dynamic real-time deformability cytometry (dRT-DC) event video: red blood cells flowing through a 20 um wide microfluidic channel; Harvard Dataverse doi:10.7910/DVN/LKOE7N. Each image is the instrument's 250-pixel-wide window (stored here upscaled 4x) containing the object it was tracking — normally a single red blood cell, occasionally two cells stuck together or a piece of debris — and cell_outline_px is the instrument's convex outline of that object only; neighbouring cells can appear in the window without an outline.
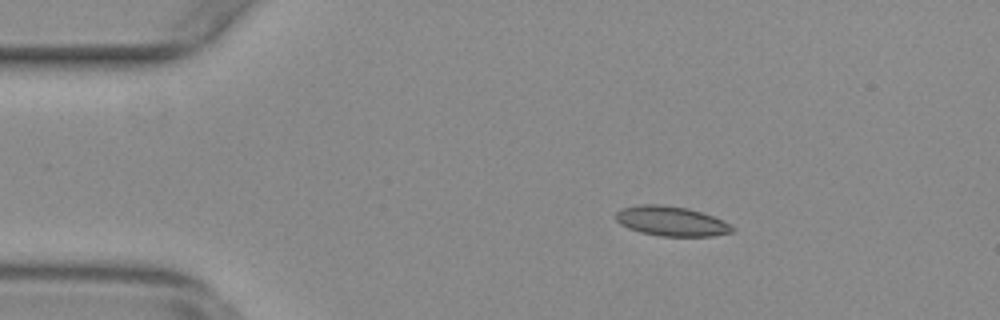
{"species": "common noctule bat (a hibernating species)", "species_latin": "Nyctalus noctula", "temperature_condition": "warm", "stored_images_in_passage": 51, "camera_frame_rate_fps": 3000, "um_per_image_px": 0.085, "animal": {"sex": "female", "body_mass_g": 29.2, "forearm_length_mm": 56.3}, "frame": {"image": 1, "passage_image": 6, "time_ms": 1.667, "image_size_px": [1000, 320], "cell_outline_px": [[736, 228], [732, 232], [712, 236], [660, 236], [640, 232], [628, 228], [620, 224], [616, 220], [616, 212], [620, 208], [640, 204], [660, 204], [688, 208], [724, 220], [732, 224]], "centroid_in_image_um": [57.06, 18.79], "position_along_channel_um": 27.9, "area_um2": 20.35}}
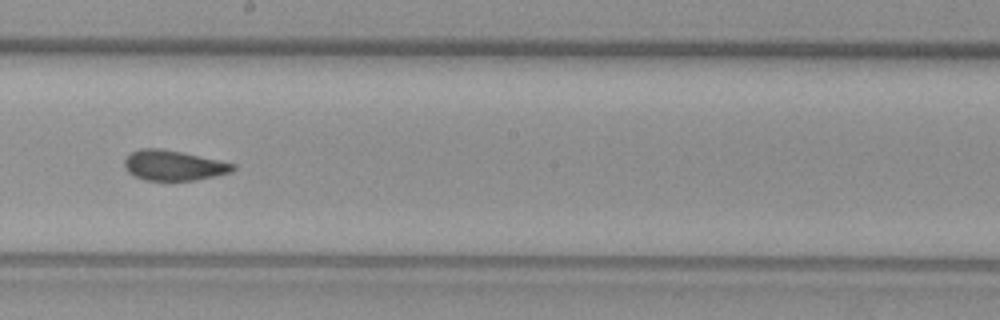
{"frame": {"image": 2, "passage_image": 27, "time_ms": 8.667, "image_size_px": [1000, 320], "cell_outline_px": [[236, 168], [232, 172], [216, 176], [196, 180], [144, 180], [128, 172], [124, 168], [124, 160], [132, 152], [140, 148], [160, 148], [220, 160], [236, 164]], "centroid_in_image_um": [14.77, 14.06], "position_along_channel_um": 233.4, "area_um2": 19.07}}
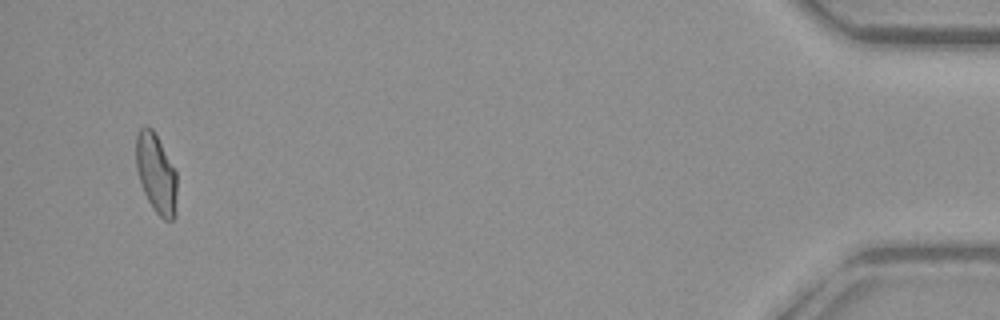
{"frame": {"image": 3, "passage_image": 49, "time_ms": 16.0, "image_size_px": [1000, 320], "cell_outline_px": [[176, 216], [172, 220], [164, 220], [156, 212], [148, 200], [144, 192], [136, 168], [136, 136], [140, 128], [152, 128], [176, 172]], "centroid_in_image_um": [13.28, 14.78], "position_along_channel_um": 421.9, "area_um2": 18.55}, "authors_computed_cell_mechanics": {"area_um2": 19.4786, "velocity_mm_per_s": 3.7659, "shape_relaxation_time_tau1_ms": null, "shape_relaxation_time_tau2_ms": 1.2108, "deformation_change_tau1": null, "deformation_change_tau2": 0.079}}